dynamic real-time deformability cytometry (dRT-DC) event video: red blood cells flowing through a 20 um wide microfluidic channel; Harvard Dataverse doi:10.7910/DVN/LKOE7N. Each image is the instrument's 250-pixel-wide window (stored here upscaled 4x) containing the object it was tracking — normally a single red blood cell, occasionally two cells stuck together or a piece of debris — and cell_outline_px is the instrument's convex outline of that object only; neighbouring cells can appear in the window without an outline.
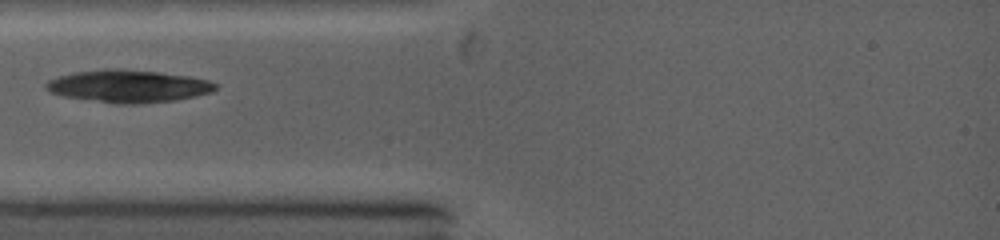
{"species": "common noctule bat (a hibernating species)", "species_latin": "Nyctalus noctula", "temperature_condition": "warm", "stored_images_in_passage": 41, "camera_frame_rate_fps": 5000, "um_per_image_px": 0.085, "animal": {"sex": "female", "body_mass_g": 19.0, "forearm_length_mm": 53.3}, "frame": {"image": 1, "passage_image": 1, "time_ms": 0.0, "image_size_px": [1000, 240], "cell_outline_px": [[216, 88], [208, 92], [192, 96], [172, 100], [132, 104], [120, 104], [68, 96], [52, 92], [48, 88], [48, 80], [60, 76], [76, 72], [116, 68], [120, 68], [156, 72], [188, 76], [208, 80], [216, 84]], "centroid_in_image_um": [10.93, 7.31], "position_along_channel_um": 74.1, "area_um2": 30.92}}
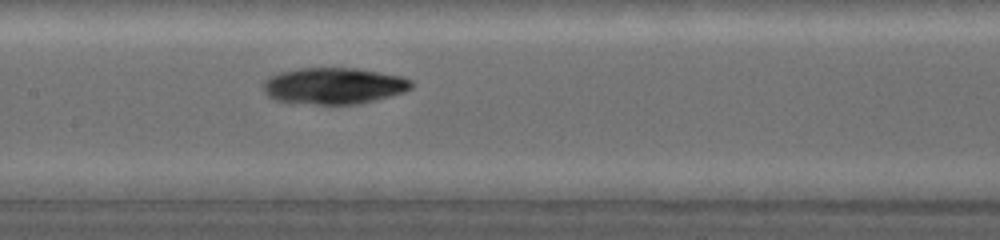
{"frame": {"image": 2, "passage_image": 13, "time_ms": 2.4, "image_size_px": [1000, 240], "cell_outline_px": [[412, 84], [408, 88], [400, 92], [372, 100], [356, 104], [316, 104], [276, 100], [268, 96], [264, 88], [264, 84], [272, 76], [280, 72], [296, 68], [356, 68], [400, 76], [408, 80]], "centroid_in_image_um": [28.32, 7.28], "position_along_channel_um": 179.1, "area_um2": 30.52}}
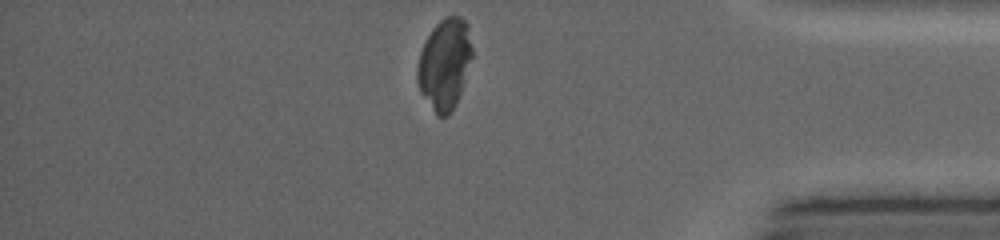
{"frame": {"image": 3, "passage_image": 41, "time_ms": 8.0, "image_size_px": [1000, 240], "cell_outline_px": [[472, 56], [460, 92], [452, 108], [444, 116], [436, 116], [420, 92], [416, 80], [416, 68], [420, 52], [432, 28], [444, 16], [460, 16], [468, 24], [472, 48]], "centroid_in_image_um": [37.77, 5.41], "position_along_channel_um": 397.4, "area_um2": 28.73}}